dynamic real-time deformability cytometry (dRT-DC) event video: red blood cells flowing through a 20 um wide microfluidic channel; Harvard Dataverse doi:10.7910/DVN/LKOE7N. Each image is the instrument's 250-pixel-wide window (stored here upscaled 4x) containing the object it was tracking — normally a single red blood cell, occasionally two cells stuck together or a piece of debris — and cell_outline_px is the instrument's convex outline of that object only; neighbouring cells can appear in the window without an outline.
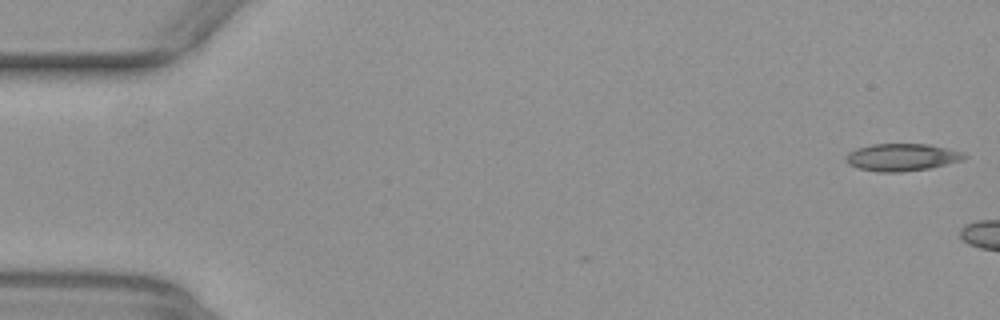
{"species": "common noctule bat (a hibernating species)", "species_latin": "Nyctalus noctula", "temperature_condition": "warm", "stored_images_in_passage": 4, "camera_frame_rate_fps": 3000, "um_per_image_px": 0.085, "animal": {"sex": "female", "body_mass_g": 29.2, "forearm_length_mm": 56.3}, "frame": {"image": 1, "passage_image": 1, "time_ms": 0.0, "image_size_px": [1000, 320], "cell_outline_px": [[968, 156], [964, 160], [932, 168], [900, 172], [876, 172], [856, 168], [848, 164], [844, 160], [844, 156], [848, 152], [856, 148], [872, 144], [928, 144], [964, 152]], "centroid_in_image_um": [76.64, 13.37], "position_along_channel_um": 8.4, "area_um2": 19.25}}